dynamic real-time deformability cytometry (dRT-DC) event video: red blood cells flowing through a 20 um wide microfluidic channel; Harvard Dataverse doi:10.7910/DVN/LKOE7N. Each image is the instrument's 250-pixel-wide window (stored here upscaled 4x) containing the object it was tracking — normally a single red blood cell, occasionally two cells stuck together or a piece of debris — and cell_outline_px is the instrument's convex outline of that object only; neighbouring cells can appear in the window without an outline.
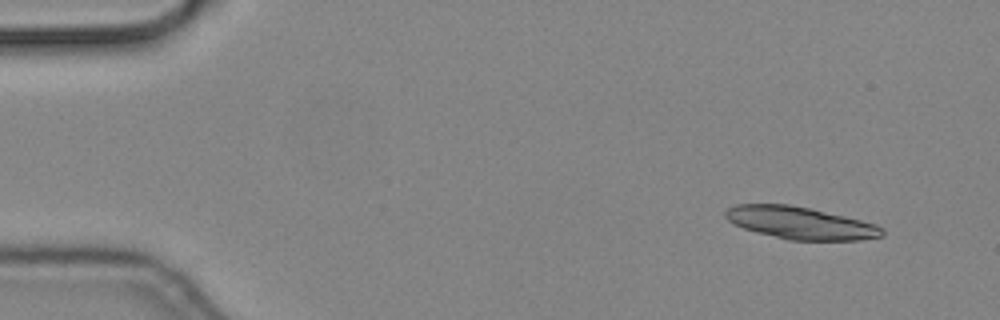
{"species": "common noctule bat (a hibernating species)", "species_latin": "Nyctalus noctula", "temperature_condition": "cold", "stored_images_in_passage": 5, "camera_frame_rate_fps": 3000, "um_per_image_px": 0.085, "animal": {"sex": "male", "body_mass_g": 19.2, "forearm_length_mm": 51.8}, "frame": {"image": 1, "passage_image": 1, "time_ms": 0.0, "image_size_px": [1000, 320], "cell_outline_px": [[884, 236], [860, 240], [788, 240], [756, 232], [732, 224], [724, 216], [724, 212], [728, 208], [736, 204], [788, 204], [808, 208], [844, 216], [876, 224], [884, 228]], "centroid_in_image_um": [68.01, 18.95], "position_along_channel_um": 17.0, "area_um2": 29.48}}
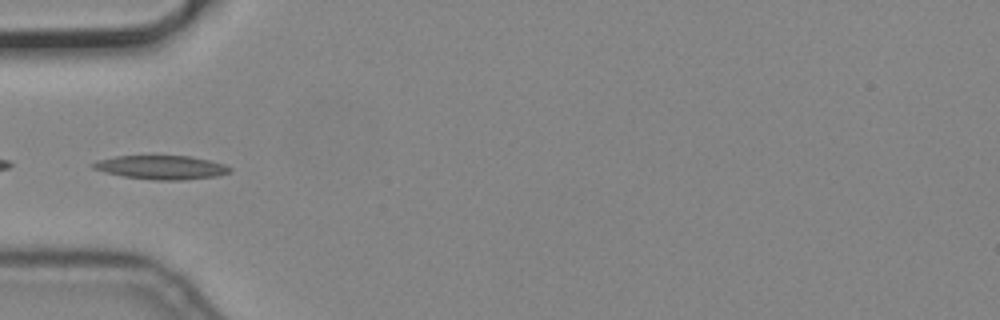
{"frame": {"image": 2, "passage_image": 5, "time_ms": 1.333, "image_size_px": [1000, 320], "cell_outline_px": [[232, 172], [216, 176], [180, 180], [152, 180], [124, 176], [104, 172], [92, 168], [88, 164], [96, 160], [116, 156], [188, 156], [208, 160], [224, 164], [232, 168]], "centroid_in_image_um": [13.67, 14.22], "position_along_channel_um": 71.3, "area_um2": 19.02}}